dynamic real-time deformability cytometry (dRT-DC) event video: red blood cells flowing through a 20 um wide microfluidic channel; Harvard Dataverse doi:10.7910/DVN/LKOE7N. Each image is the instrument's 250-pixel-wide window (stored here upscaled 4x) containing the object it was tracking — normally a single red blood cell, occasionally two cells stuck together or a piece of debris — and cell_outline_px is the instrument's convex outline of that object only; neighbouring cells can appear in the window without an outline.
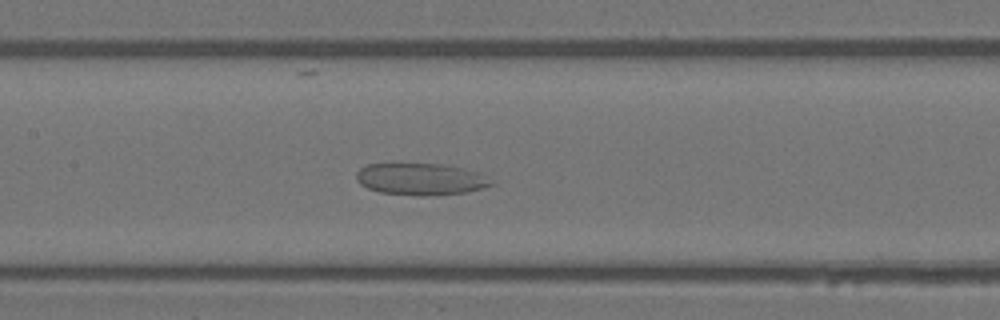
{"species": "Egyptian fruit bat (a non-hibernating species)", "species_latin": "Rousettus aegyptiacus", "temperature_condition": "warm", "stored_images_in_passage": 38, "camera_frame_rate_fps": 3000, "um_per_image_px": 0.085, "animal": {"sex": "female"}, "frame": {"image": 1, "passage_image": 12, "time_ms": 3.667, "image_size_px": [1000, 320], "cell_outline_px": [[496, 184], [484, 188], [464, 192], [424, 196], [420, 196], [380, 192], [368, 188], [360, 184], [356, 180], [356, 172], [360, 168], [368, 164], [400, 160], [440, 164], [460, 168], [476, 172], [496, 180]], "centroid_in_image_um": [35.71, 15.18], "position_along_channel_um": 171.7, "area_um2": 26.01}}
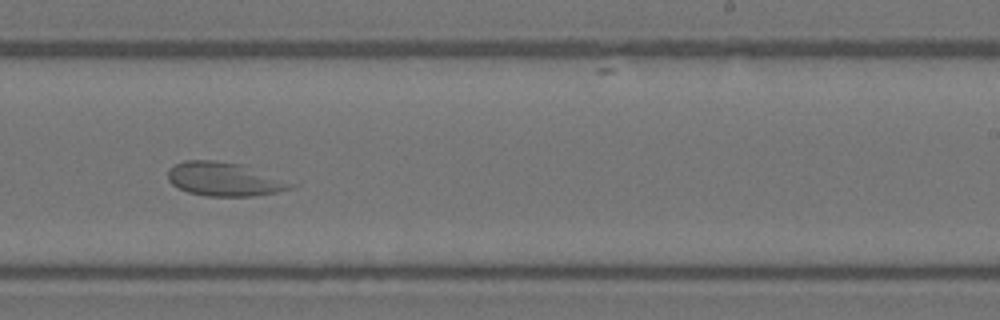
{"frame": {"image": 2, "passage_image": 19, "time_ms": 6.0, "image_size_px": [1000, 320], "cell_outline_px": [[296, 184], [292, 188], [276, 192], [252, 196], [204, 196], [188, 192], [172, 184], [168, 180], [168, 168], [184, 160], [216, 160], [244, 164]], "centroid_in_image_um": [19.05, 15.22], "position_along_channel_um": 269.9, "area_um2": 24.28}}
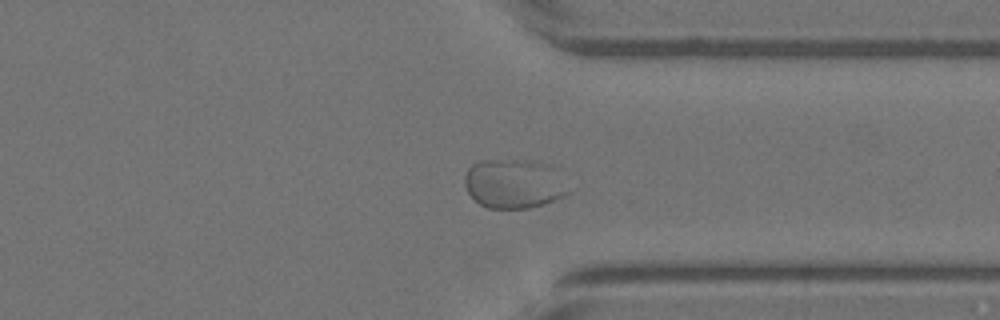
{"frame": {"image": 3, "passage_image": 26, "time_ms": 8.333, "image_size_px": [1000, 320], "cell_outline_px": [[572, 192], [564, 196], [544, 204], [528, 208], [488, 208], [480, 204], [468, 192], [464, 184], [464, 176], [468, 168], [472, 164], [480, 160], [528, 160], [548, 164]], "centroid_in_image_um": [43.65, 15.62], "position_along_channel_um": 367.7, "area_um2": 29.65}}